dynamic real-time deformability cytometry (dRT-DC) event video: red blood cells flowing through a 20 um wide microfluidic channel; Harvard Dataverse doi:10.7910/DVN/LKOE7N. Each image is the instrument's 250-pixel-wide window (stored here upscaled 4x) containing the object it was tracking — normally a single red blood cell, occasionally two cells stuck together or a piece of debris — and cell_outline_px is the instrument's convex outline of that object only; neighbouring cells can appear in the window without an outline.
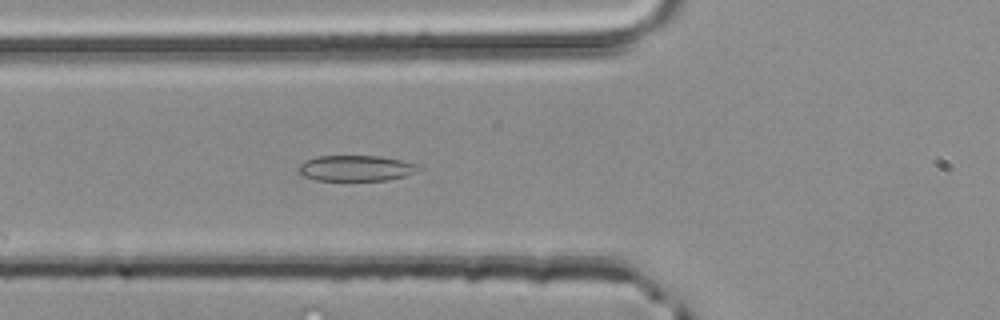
{"species": "common noctule bat (a hibernating species)", "species_latin": "Nyctalus noctula", "temperature_condition": "room temperature", "stored_images_in_passage": 2, "camera_frame_rate_fps": 3000, "um_per_image_px": 0.085, "animal": {"sex": "male", "body_mass_g": 20.4}, "frame": {"image": 1, "passage_image": 2, "time_ms": 0.333, "image_size_px": [1000, 320], "cell_outline_px": [[420, 168], [404, 176], [388, 180], [316, 180], [304, 176], [296, 172], [300, 164], [316, 156], [380, 156], [404, 160], [420, 164]], "centroid_in_image_um": [30.25, 14.29], "position_along_channel_um": 95.5, "area_um2": 17.98}}